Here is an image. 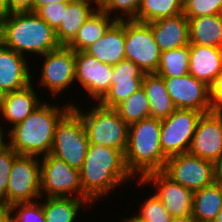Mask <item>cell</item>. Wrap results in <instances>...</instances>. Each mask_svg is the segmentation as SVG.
Returning <instances> with one entry per match:
<instances>
[{
  "label": "cell",
  "mask_w": 222,
  "mask_h": 222,
  "mask_svg": "<svg viewBox=\"0 0 222 222\" xmlns=\"http://www.w3.org/2000/svg\"><path fill=\"white\" fill-rule=\"evenodd\" d=\"M140 0H104V2L98 7L106 14L112 10H121L128 15L129 21H136L137 12L139 10Z\"/></svg>",
  "instance_id": "obj_36"
},
{
  "label": "cell",
  "mask_w": 222,
  "mask_h": 222,
  "mask_svg": "<svg viewBox=\"0 0 222 222\" xmlns=\"http://www.w3.org/2000/svg\"><path fill=\"white\" fill-rule=\"evenodd\" d=\"M44 191L48 197H70V193L77 192L79 198L91 200L83 192L79 169L50 153L41 160V196Z\"/></svg>",
  "instance_id": "obj_8"
},
{
  "label": "cell",
  "mask_w": 222,
  "mask_h": 222,
  "mask_svg": "<svg viewBox=\"0 0 222 222\" xmlns=\"http://www.w3.org/2000/svg\"><path fill=\"white\" fill-rule=\"evenodd\" d=\"M84 51L112 66L125 60V20L115 21L100 39Z\"/></svg>",
  "instance_id": "obj_20"
},
{
  "label": "cell",
  "mask_w": 222,
  "mask_h": 222,
  "mask_svg": "<svg viewBox=\"0 0 222 222\" xmlns=\"http://www.w3.org/2000/svg\"><path fill=\"white\" fill-rule=\"evenodd\" d=\"M161 52L188 46L189 22L183 14L160 18L147 23Z\"/></svg>",
  "instance_id": "obj_18"
},
{
  "label": "cell",
  "mask_w": 222,
  "mask_h": 222,
  "mask_svg": "<svg viewBox=\"0 0 222 222\" xmlns=\"http://www.w3.org/2000/svg\"><path fill=\"white\" fill-rule=\"evenodd\" d=\"M121 20L125 19L117 15V17L111 21L108 14L97 8V11L84 22L67 47L73 49L75 52L84 51L100 39L115 21Z\"/></svg>",
  "instance_id": "obj_25"
},
{
  "label": "cell",
  "mask_w": 222,
  "mask_h": 222,
  "mask_svg": "<svg viewBox=\"0 0 222 222\" xmlns=\"http://www.w3.org/2000/svg\"><path fill=\"white\" fill-rule=\"evenodd\" d=\"M11 213L12 211L9 209V207L0 206V222H15Z\"/></svg>",
  "instance_id": "obj_42"
},
{
  "label": "cell",
  "mask_w": 222,
  "mask_h": 222,
  "mask_svg": "<svg viewBox=\"0 0 222 222\" xmlns=\"http://www.w3.org/2000/svg\"><path fill=\"white\" fill-rule=\"evenodd\" d=\"M92 200L79 197H48L42 204L45 222H73L80 206Z\"/></svg>",
  "instance_id": "obj_28"
},
{
  "label": "cell",
  "mask_w": 222,
  "mask_h": 222,
  "mask_svg": "<svg viewBox=\"0 0 222 222\" xmlns=\"http://www.w3.org/2000/svg\"><path fill=\"white\" fill-rule=\"evenodd\" d=\"M144 75L132 61H120L113 66L111 87L99 104L105 108L116 109L142 87Z\"/></svg>",
  "instance_id": "obj_16"
},
{
  "label": "cell",
  "mask_w": 222,
  "mask_h": 222,
  "mask_svg": "<svg viewBox=\"0 0 222 222\" xmlns=\"http://www.w3.org/2000/svg\"><path fill=\"white\" fill-rule=\"evenodd\" d=\"M161 119L149 117L129 125L125 162L134 176L163 171L167 157L160 144Z\"/></svg>",
  "instance_id": "obj_4"
},
{
  "label": "cell",
  "mask_w": 222,
  "mask_h": 222,
  "mask_svg": "<svg viewBox=\"0 0 222 222\" xmlns=\"http://www.w3.org/2000/svg\"><path fill=\"white\" fill-rule=\"evenodd\" d=\"M71 108V104L60 109L41 103L24 121L13 125L8 132L11 140L7 144L18 155H48L53 146L55 127Z\"/></svg>",
  "instance_id": "obj_3"
},
{
  "label": "cell",
  "mask_w": 222,
  "mask_h": 222,
  "mask_svg": "<svg viewBox=\"0 0 222 222\" xmlns=\"http://www.w3.org/2000/svg\"><path fill=\"white\" fill-rule=\"evenodd\" d=\"M67 4L49 3L40 7L35 13L55 31L63 20V9H66Z\"/></svg>",
  "instance_id": "obj_37"
},
{
  "label": "cell",
  "mask_w": 222,
  "mask_h": 222,
  "mask_svg": "<svg viewBox=\"0 0 222 222\" xmlns=\"http://www.w3.org/2000/svg\"><path fill=\"white\" fill-rule=\"evenodd\" d=\"M8 15V0H0V20Z\"/></svg>",
  "instance_id": "obj_44"
},
{
  "label": "cell",
  "mask_w": 222,
  "mask_h": 222,
  "mask_svg": "<svg viewBox=\"0 0 222 222\" xmlns=\"http://www.w3.org/2000/svg\"><path fill=\"white\" fill-rule=\"evenodd\" d=\"M142 87L149 99L150 117L162 120L168 118L176 110L163 77L156 73L145 74Z\"/></svg>",
  "instance_id": "obj_26"
},
{
  "label": "cell",
  "mask_w": 222,
  "mask_h": 222,
  "mask_svg": "<svg viewBox=\"0 0 222 222\" xmlns=\"http://www.w3.org/2000/svg\"><path fill=\"white\" fill-rule=\"evenodd\" d=\"M188 153L211 162L222 156V126L212 112L200 117Z\"/></svg>",
  "instance_id": "obj_17"
},
{
  "label": "cell",
  "mask_w": 222,
  "mask_h": 222,
  "mask_svg": "<svg viewBox=\"0 0 222 222\" xmlns=\"http://www.w3.org/2000/svg\"><path fill=\"white\" fill-rule=\"evenodd\" d=\"M43 56L45 62L40 83L56 95L75 79V51L67 46H60Z\"/></svg>",
  "instance_id": "obj_14"
},
{
  "label": "cell",
  "mask_w": 222,
  "mask_h": 222,
  "mask_svg": "<svg viewBox=\"0 0 222 222\" xmlns=\"http://www.w3.org/2000/svg\"><path fill=\"white\" fill-rule=\"evenodd\" d=\"M222 209V187L216 183L193 193L192 216L196 222H212Z\"/></svg>",
  "instance_id": "obj_27"
},
{
  "label": "cell",
  "mask_w": 222,
  "mask_h": 222,
  "mask_svg": "<svg viewBox=\"0 0 222 222\" xmlns=\"http://www.w3.org/2000/svg\"><path fill=\"white\" fill-rule=\"evenodd\" d=\"M211 112L218 118L222 126V104H213Z\"/></svg>",
  "instance_id": "obj_43"
},
{
  "label": "cell",
  "mask_w": 222,
  "mask_h": 222,
  "mask_svg": "<svg viewBox=\"0 0 222 222\" xmlns=\"http://www.w3.org/2000/svg\"><path fill=\"white\" fill-rule=\"evenodd\" d=\"M88 1H95L94 3L97 4V7H99L104 2V0H88Z\"/></svg>",
  "instance_id": "obj_50"
},
{
  "label": "cell",
  "mask_w": 222,
  "mask_h": 222,
  "mask_svg": "<svg viewBox=\"0 0 222 222\" xmlns=\"http://www.w3.org/2000/svg\"><path fill=\"white\" fill-rule=\"evenodd\" d=\"M4 94H5V93L0 90V111H1V108H2V103H3Z\"/></svg>",
  "instance_id": "obj_49"
},
{
  "label": "cell",
  "mask_w": 222,
  "mask_h": 222,
  "mask_svg": "<svg viewBox=\"0 0 222 222\" xmlns=\"http://www.w3.org/2000/svg\"><path fill=\"white\" fill-rule=\"evenodd\" d=\"M3 128H0V150L6 145V143H4V138H3V132H2Z\"/></svg>",
  "instance_id": "obj_47"
},
{
  "label": "cell",
  "mask_w": 222,
  "mask_h": 222,
  "mask_svg": "<svg viewBox=\"0 0 222 222\" xmlns=\"http://www.w3.org/2000/svg\"><path fill=\"white\" fill-rule=\"evenodd\" d=\"M189 45L222 48V14L188 19Z\"/></svg>",
  "instance_id": "obj_24"
},
{
  "label": "cell",
  "mask_w": 222,
  "mask_h": 222,
  "mask_svg": "<svg viewBox=\"0 0 222 222\" xmlns=\"http://www.w3.org/2000/svg\"><path fill=\"white\" fill-rule=\"evenodd\" d=\"M153 182L158 187L155 195L164 204L166 212L173 217L192 215L193 191L174 182L163 171H155L146 174L140 183Z\"/></svg>",
  "instance_id": "obj_13"
},
{
  "label": "cell",
  "mask_w": 222,
  "mask_h": 222,
  "mask_svg": "<svg viewBox=\"0 0 222 222\" xmlns=\"http://www.w3.org/2000/svg\"><path fill=\"white\" fill-rule=\"evenodd\" d=\"M183 13V0H140L136 21L148 23Z\"/></svg>",
  "instance_id": "obj_30"
},
{
  "label": "cell",
  "mask_w": 222,
  "mask_h": 222,
  "mask_svg": "<svg viewBox=\"0 0 222 222\" xmlns=\"http://www.w3.org/2000/svg\"><path fill=\"white\" fill-rule=\"evenodd\" d=\"M0 42L7 48L44 55L60 47L55 31L35 12H12L0 20Z\"/></svg>",
  "instance_id": "obj_2"
},
{
  "label": "cell",
  "mask_w": 222,
  "mask_h": 222,
  "mask_svg": "<svg viewBox=\"0 0 222 222\" xmlns=\"http://www.w3.org/2000/svg\"><path fill=\"white\" fill-rule=\"evenodd\" d=\"M72 108L82 118L89 143H101L125 153L129 126L115 109L105 108L98 103L90 112L84 114L75 105H72Z\"/></svg>",
  "instance_id": "obj_5"
},
{
  "label": "cell",
  "mask_w": 222,
  "mask_h": 222,
  "mask_svg": "<svg viewBox=\"0 0 222 222\" xmlns=\"http://www.w3.org/2000/svg\"><path fill=\"white\" fill-rule=\"evenodd\" d=\"M90 143L81 116L71 108L55 127L54 142L50 154L80 169Z\"/></svg>",
  "instance_id": "obj_6"
},
{
  "label": "cell",
  "mask_w": 222,
  "mask_h": 222,
  "mask_svg": "<svg viewBox=\"0 0 222 222\" xmlns=\"http://www.w3.org/2000/svg\"><path fill=\"white\" fill-rule=\"evenodd\" d=\"M161 51L147 23L125 20V60L145 74L156 73Z\"/></svg>",
  "instance_id": "obj_9"
},
{
  "label": "cell",
  "mask_w": 222,
  "mask_h": 222,
  "mask_svg": "<svg viewBox=\"0 0 222 222\" xmlns=\"http://www.w3.org/2000/svg\"><path fill=\"white\" fill-rule=\"evenodd\" d=\"M203 114L192 109H176L168 118L161 120L160 144L167 158L188 152Z\"/></svg>",
  "instance_id": "obj_10"
},
{
  "label": "cell",
  "mask_w": 222,
  "mask_h": 222,
  "mask_svg": "<svg viewBox=\"0 0 222 222\" xmlns=\"http://www.w3.org/2000/svg\"><path fill=\"white\" fill-rule=\"evenodd\" d=\"M17 156L8 144L0 150V202L6 197L10 171Z\"/></svg>",
  "instance_id": "obj_35"
},
{
  "label": "cell",
  "mask_w": 222,
  "mask_h": 222,
  "mask_svg": "<svg viewBox=\"0 0 222 222\" xmlns=\"http://www.w3.org/2000/svg\"><path fill=\"white\" fill-rule=\"evenodd\" d=\"M171 222H196V220L192 215H187L183 217H173Z\"/></svg>",
  "instance_id": "obj_45"
},
{
  "label": "cell",
  "mask_w": 222,
  "mask_h": 222,
  "mask_svg": "<svg viewBox=\"0 0 222 222\" xmlns=\"http://www.w3.org/2000/svg\"><path fill=\"white\" fill-rule=\"evenodd\" d=\"M140 217L147 222H171L172 216L166 212L164 204L153 195L148 198L140 211Z\"/></svg>",
  "instance_id": "obj_33"
},
{
  "label": "cell",
  "mask_w": 222,
  "mask_h": 222,
  "mask_svg": "<svg viewBox=\"0 0 222 222\" xmlns=\"http://www.w3.org/2000/svg\"><path fill=\"white\" fill-rule=\"evenodd\" d=\"M79 171L83 192L92 201L133 176L126 166L125 153L101 143H90Z\"/></svg>",
  "instance_id": "obj_1"
},
{
  "label": "cell",
  "mask_w": 222,
  "mask_h": 222,
  "mask_svg": "<svg viewBox=\"0 0 222 222\" xmlns=\"http://www.w3.org/2000/svg\"><path fill=\"white\" fill-rule=\"evenodd\" d=\"M222 0H183V14L188 18L221 14Z\"/></svg>",
  "instance_id": "obj_32"
},
{
  "label": "cell",
  "mask_w": 222,
  "mask_h": 222,
  "mask_svg": "<svg viewBox=\"0 0 222 222\" xmlns=\"http://www.w3.org/2000/svg\"><path fill=\"white\" fill-rule=\"evenodd\" d=\"M163 172L193 192L214 183L213 162L188 152L169 157Z\"/></svg>",
  "instance_id": "obj_11"
},
{
  "label": "cell",
  "mask_w": 222,
  "mask_h": 222,
  "mask_svg": "<svg viewBox=\"0 0 222 222\" xmlns=\"http://www.w3.org/2000/svg\"><path fill=\"white\" fill-rule=\"evenodd\" d=\"M25 57L0 42V90L4 93L24 88L31 83Z\"/></svg>",
  "instance_id": "obj_19"
},
{
  "label": "cell",
  "mask_w": 222,
  "mask_h": 222,
  "mask_svg": "<svg viewBox=\"0 0 222 222\" xmlns=\"http://www.w3.org/2000/svg\"><path fill=\"white\" fill-rule=\"evenodd\" d=\"M17 208H20V210L17 212L18 214H15V222H45L42 204L32 201L16 203L9 207L12 212Z\"/></svg>",
  "instance_id": "obj_34"
},
{
  "label": "cell",
  "mask_w": 222,
  "mask_h": 222,
  "mask_svg": "<svg viewBox=\"0 0 222 222\" xmlns=\"http://www.w3.org/2000/svg\"><path fill=\"white\" fill-rule=\"evenodd\" d=\"M91 1L73 0L63 9V20L55 30V35L60 46H67L76 36L86 20L94 13Z\"/></svg>",
  "instance_id": "obj_23"
},
{
  "label": "cell",
  "mask_w": 222,
  "mask_h": 222,
  "mask_svg": "<svg viewBox=\"0 0 222 222\" xmlns=\"http://www.w3.org/2000/svg\"><path fill=\"white\" fill-rule=\"evenodd\" d=\"M73 0H33V12H36L40 7L49 3H70Z\"/></svg>",
  "instance_id": "obj_41"
},
{
  "label": "cell",
  "mask_w": 222,
  "mask_h": 222,
  "mask_svg": "<svg viewBox=\"0 0 222 222\" xmlns=\"http://www.w3.org/2000/svg\"><path fill=\"white\" fill-rule=\"evenodd\" d=\"M212 222H222V209L220 212L216 215L215 219Z\"/></svg>",
  "instance_id": "obj_48"
},
{
  "label": "cell",
  "mask_w": 222,
  "mask_h": 222,
  "mask_svg": "<svg viewBox=\"0 0 222 222\" xmlns=\"http://www.w3.org/2000/svg\"><path fill=\"white\" fill-rule=\"evenodd\" d=\"M25 11L33 12V0H8V14Z\"/></svg>",
  "instance_id": "obj_38"
},
{
  "label": "cell",
  "mask_w": 222,
  "mask_h": 222,
  "mask_svg": "<svg viewBox=\"0 0 222 222\" xmlns=\"http://www.w3.org/2000/svg\"><path fill=\"white\" fill-rule=\"evenodd\" d=\"M211 99L213 104H222V72L211 87Z\"/></svg>",
  "instance_id": "obj_39"
},
{
  "label": "cell",
  "mask_w": 222,
  "mask_h": 222,
  "mask_svg": "<svg viewBox=\"0 0 222 222\" xmlns=\"http://www.w3.org/2000/svg\"><path fill=\"white\" fill-rule=\"evenodd\" d=\"M214 183L222 187V156L213 162Z\"/></svg>",
  "instance_id": "obj_40"
},
{
  "label": "cell",
  "mask_w": 222,
  "mask_h": 222,
  "mask_svg": "<svg viewBox=\"0 0 222 222\" xmlns=\"http://www.w3.org/2000/svg\"><path fill=\"white\" fill-rule=\"evenodd\" d=\"M32 84L4 94L1 111L3 116L16 125L24 121L41 103Z\"/></svg>",
  "instance_id": "obj_22"
},
{
  "label": "cell",
  "mask_w": 222,
  "mask_h": 222,
  "mask_svg": "<svg viewBox=\"0 0 222 222\" xmlns=\"http://www.w3.org/2000/svg\"><path fill=\"white\" fill-rule=\"evenodd\" d=\"M35 156L18 155L13 162L6 197L1 207H10L16 203L32 202V198L41 197V165Z\"/></svg>",
  "instance_id": "obj_7"
},
{
  "label": "cell",
  "mask_w": 222,
  "mask_h": 222,
  "mask_svg": "<svg viewBox=\"0 0 222 222\" xmlns=\"http://www.w3.org/2000/svg\"><path fill=\"white\" fill-rule=\"evenodd\" d=\"M168 94L176 109H192L209 113L213 107L211 87L191 74L163 78Z\"/></svg>",
  "instance_id": "obj_12"
},
{
  "label": "cell",
  "mask_w": 222,
  "mask_h": 222,
  "mask_svg": "<svg viewBox=\"0 0 222 222\" xmlns=\"http://www.w3.org/2000/svg\"><path fill=\"white\" fill-rule=\"evenodd\" d=\"M75 78L93 99L101 100L111 87L113 66L100 62L85 51L75 52Z\"/></svg>",
  "instance_id": "obj_15"
},
{
  "label": "cell",
  "mask_w": 222,
  "mask_h": 222,
  "mask_svg": "<svg viewBox=\"0 0 222 222\" xmlns=\"http://www.w3.org/2000/svg\"><path fill=\"white\" fill-rule=\"evenodd\" d=\"M189 45L161 52L156 74L163 78L189 74Z\"/></svg>",
  "instance_id": "obj_29"
},
{
  "label": "cell",
  "mask_w": 222,
  "mask_h": 222,
  "mask_svg": "<svg viewBox=\"0 0 222 222\" xmlns=\"http://www.w3.org/2000/svg\"><path fill=\"white\" fill-rule=\"evenodd\" d=\"M189 74L209 87L222 72V48L189 45Z\"/></svg>",
  "instance_id": "obj_21"
},
{
  "label": "cell",
  "mask_w": 222,
  "mask_h": 222,
  "mask_svg": "<svg viewBox=\"0 0 222 222\" xmlns=\"http://www.w3.org/2000/svg\"><path fill=\"white\" fill-rule=\"evenodd\" d=\"M123 222H147V221H145V220H143L140 216H139V214L137 215L136 214V216H132L131 218H128V219H126L125 221H123Z\"/></svg>",
  "instance_id": "obj_46"
},
{
  "label": "cell",
  "mask_w": 222,
  "mask_h": 222,
  "mask_svg": "<svg viewBox=\"0 0 222 222\" xmlns=\"http://www.w3.org/2000/svg\"><path fill=\"white\" fill-rule=\"evenodd\" d=\"M120 118L129 126L150 117V103L141 87L115 109Z\"/></svg>",
  "instance_id": "obj_31"
}]
</instances>
